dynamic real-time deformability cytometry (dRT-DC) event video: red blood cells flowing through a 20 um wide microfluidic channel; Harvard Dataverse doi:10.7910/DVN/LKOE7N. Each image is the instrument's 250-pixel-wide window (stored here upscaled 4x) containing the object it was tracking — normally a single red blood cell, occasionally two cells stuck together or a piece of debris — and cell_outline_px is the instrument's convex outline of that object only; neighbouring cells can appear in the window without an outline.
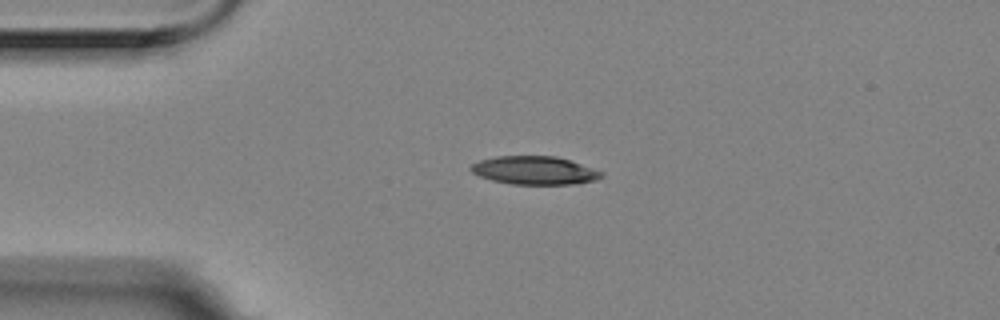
{"species": "Egyptian fruit bat (a non-hibernating species)", "species_latin": "Rousettus aegyptiacus", "temperature_condition": "room temperature", "stored_images_in_passage": 5, "camera_frame_rate_fps": 3000, "um_per_image_px": 0.085, "animal": {"sex": "female"}, "frame": {"image": 1, "passage_image": 3, "time_ms": 0.667, "image_size_px": [1000, 320], "cell_outline_px": [[604, 176], [596, 180], [576, 184], [512, 184], [492, 180], [480, 176], [472, 172], [468, 168], [472, 164], [480, 160], [496, 156], [556, 156], [604, 172]], "centroid_in_image_um": [45.44, 14.48], "position_along_channel_um": 39.6, "area_um2": 21.44}}
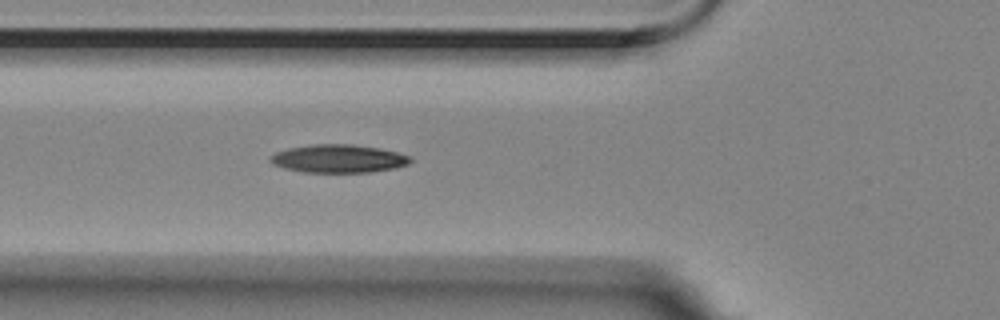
{"frame": {"image": 2, "passage_image": 5, "time_ms": 1.333, "image_size_px": [1000, 320], "cell_outline_px": [[412, 160], [408, 164], [396, 168], [368, 172], [304, 172], [284, 168], [272, 164], [268, 160], [268, 156], [276, 152], [288, 148], [312, 144], [352, 144], [380, 148], [412, 156]], "centroid_in_image_um": [28.75, 13.48], "position_along_channel_um": 97.0, "area_um2": 23.12}}